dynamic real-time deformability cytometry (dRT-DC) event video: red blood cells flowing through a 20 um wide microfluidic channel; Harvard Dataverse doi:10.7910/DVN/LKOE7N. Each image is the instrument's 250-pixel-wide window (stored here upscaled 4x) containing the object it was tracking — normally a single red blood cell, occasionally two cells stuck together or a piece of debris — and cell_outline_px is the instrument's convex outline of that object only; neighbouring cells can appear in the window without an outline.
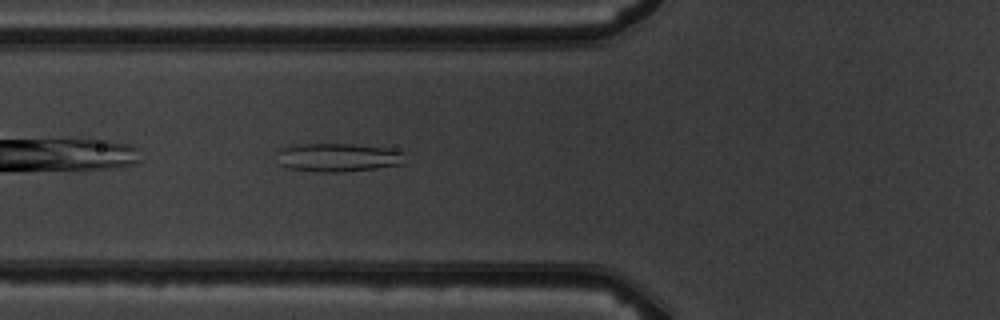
{"species": "common noctule bat (a hibernating species)", "species_latin": "Nyctalus noctula", "temperature_condition": "warm", "stored_images_in_passage": 2, "camera_frame_rate_fps": 3000, "um_per_image_px": 0.085, "animal": {"sex": "male", "body_mass_g": 19.5, "forearm_length_mm": 54.6}, "frame": {"image": 1, "passage_image": 2, "time_ms": 1.0, "image_size_px": [1000, 320], "cell_outline_px": [[404, 164], [376, 168], [344, 172], [316, 172], [288, 168], [280, 164], [276, 152], [280, 148], [292, 144], [352, 144], [396, 148], [404, 152]], "centroid_in_image_um": [28.75, 13.37], "position_along_channel_um": 97.1, "area_um2": 21.73}}